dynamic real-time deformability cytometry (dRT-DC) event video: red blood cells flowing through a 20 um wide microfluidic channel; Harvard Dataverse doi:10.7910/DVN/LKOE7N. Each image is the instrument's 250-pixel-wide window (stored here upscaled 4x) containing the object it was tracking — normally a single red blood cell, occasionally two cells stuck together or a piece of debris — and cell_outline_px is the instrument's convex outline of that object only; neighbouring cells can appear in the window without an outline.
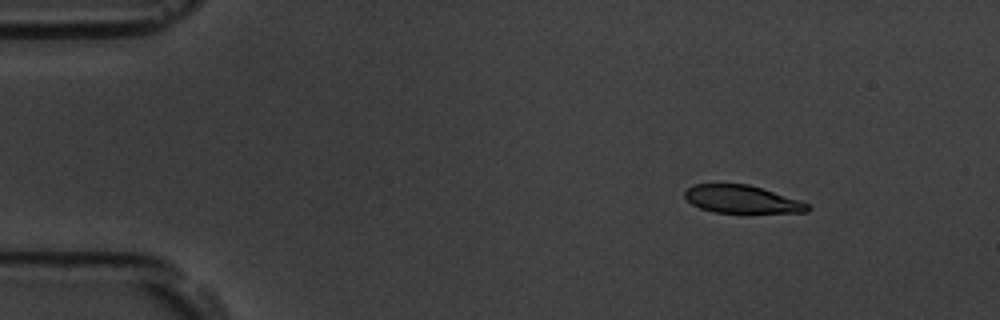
{"species": "common noctule bat (a hibernating species)", "species_latin": "Nyctalus noctula", "temperature_condition": "room temperature", "stored_images_in_passage": 50, "camera_frame_rate_fps": 3000, "um_per_image_px": 0.085, "animal": {"sex": "male", "body_mass_g": 19.5, "forearm_length_mm": 54.6}, "frame": {"image": 1, "passage_image": 1, "time_ms": 0.0, "image_size_px": [1000, 320], "cell_outline_px": [[812, 208], [808, 212], [744, 216], [712, 212], [700, 208], [692, 204], [684, 196], [684, 192], [692, 184], [748, 184], [800, 200], [808, 204]], "centroid_in_image_um": [63.12, 17.01], "position_along_channel_um": 21.9, "area_um2": 21.1}}
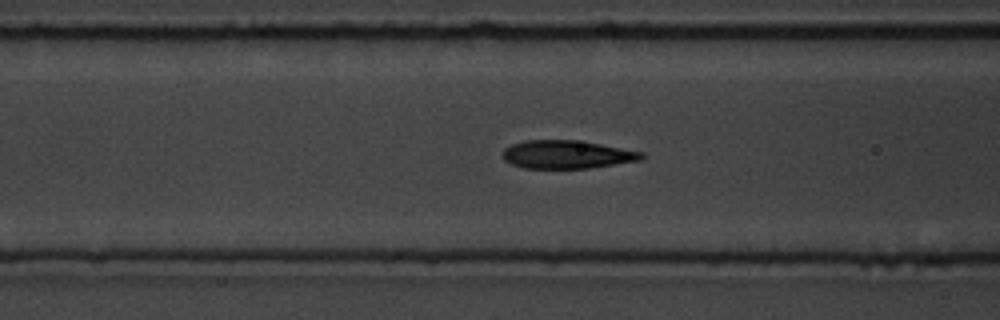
{"frame": {"image": 2, "passage_image": 16, "time_ms": 5.0, "image_size_px": [1000, 320], "cell_outline_px": [[644, 156], [640, 160], [588, 168], [524, 168], [512, 164], [504, 160], [504, 148], [512, 144], [524, 140], [576, 140], [600, 144], [644, 152]], "centroid_in_image_um": [48.17, 13.13], "position_along_channel_um": 118.4, "area_um2": 22.6}}
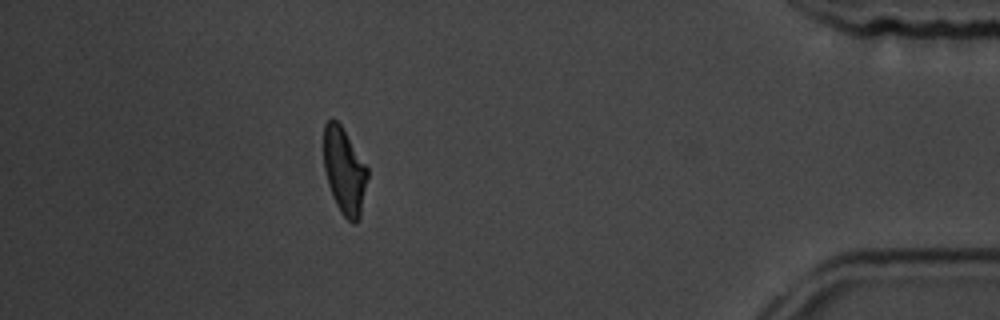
{"frame": {"image": 3, "passage_image": 44, "time_ms": 14.333, "image_size_px": [1000, 320], "cell_outline_px": [[368, 176], [360, 216], [356, 224], [352, 224], [340, 212], [332, 196], [328, 184], [324, 168], [324, 124], [328, 120], [336, 120], [340, 124], [368, 168]], "centroid_in_image_um": [29.27, 14.56], "position_along_channel_um": 405.9, "area_um2": 21.91}, "authors_computed_cell_mechanics": {"area_um2": 22.5998, "velocity_mm_per_s": 3.6104, "shape_relaxation_time_tau1_ms": 3.2469, "shape_relaxation_time_tau2_ms": 1.3605, "deformation_change_tau1": 0.1534, "deformation_change_tau2": 0.0681}}